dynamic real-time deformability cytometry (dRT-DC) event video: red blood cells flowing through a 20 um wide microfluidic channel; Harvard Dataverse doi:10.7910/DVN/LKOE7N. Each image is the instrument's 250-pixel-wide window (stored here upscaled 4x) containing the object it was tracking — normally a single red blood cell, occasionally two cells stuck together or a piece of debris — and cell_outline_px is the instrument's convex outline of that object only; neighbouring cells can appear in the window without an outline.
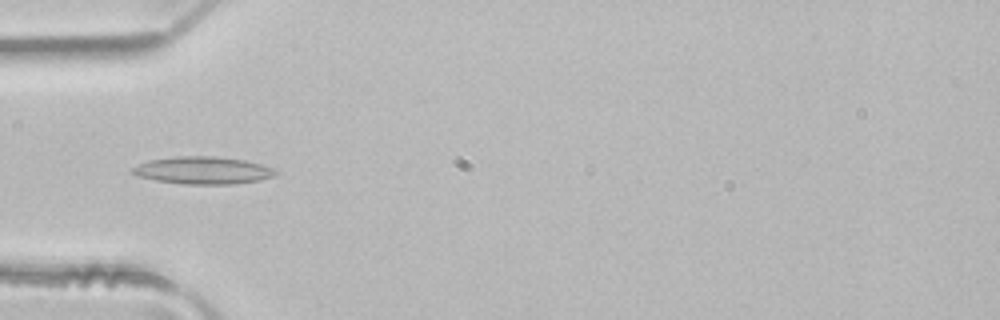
{"species": "common noctule bat (a hibernating species)", "species_latin": "Nyctalus noctula", "temperature_condition": "room temperature", "stored_images_in_passage": 5, "camera_frame_rate_fps": 3000, "um_per_image_px": 0.085, "animal": {"sex": "male", "body_mass_g": 21.5, "forearm_length_mm": 52.0}, "frame": {"image": 1, "passage_image": 5, "time_ms": 1.333, "image_size_px": [1000, 320], "cell_outline_px": [[276, 172], [272, 176], [260, 180], [232, 184], [184, 184], [156, 180], [140, 176], [132, 172], [132, 168], [148, 160], [176, 156], [216, 156], [244, 160], [276, 168]], "centroid_in_image_um": [17.27, 14.47], "position_along_channel_um": 67.7, "area_um2": 22.66}}